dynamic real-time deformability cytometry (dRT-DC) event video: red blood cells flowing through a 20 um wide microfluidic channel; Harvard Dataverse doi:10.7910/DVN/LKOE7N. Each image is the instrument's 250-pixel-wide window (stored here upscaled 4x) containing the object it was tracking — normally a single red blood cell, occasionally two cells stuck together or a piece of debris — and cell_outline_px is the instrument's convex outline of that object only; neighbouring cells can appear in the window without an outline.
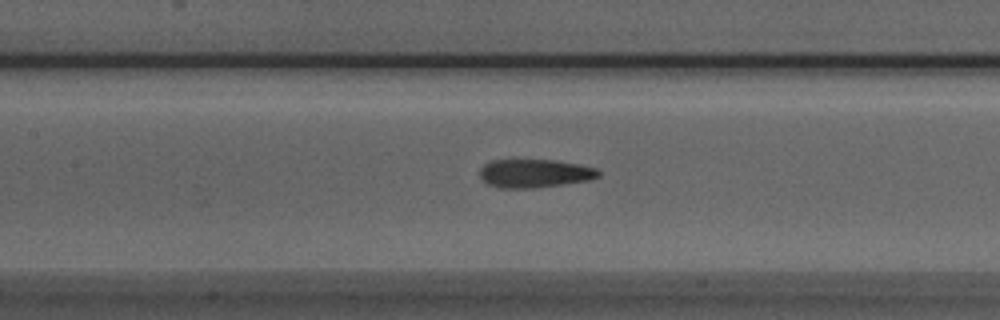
{"species": "Egyptian fruit bat (a non-hibernating species)", "species_latin": "Rousettus aegyptiacus", "temperature_condition": "room temperature", "stored_images_in_passage": 32, "camera_frame_rate_fps": 3000, "um_per_image_px": 0.085, "animal": {"sex": "male"}, "frame": {"image": 1, "passage_image": 8, "time_ms": 2.333, "image_size_px": [1000, 320], "cell_outline_px": [[600, 176], [588, 180], [532, 188], [500, 188], [488, 184], [480, 176], [480, 168], [484, 164], [492, 160], [556, 160], [596, 168], [600, 172]], "centroid_in_image_um": [45.42, 14.73], "position_along_channel_um": 162.0, "area_um2": 19.42}}
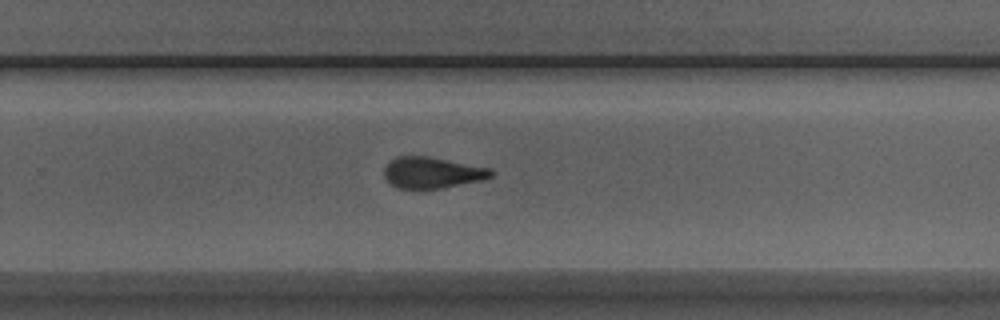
{"frame": {"image": 2, "passage_image": 18, "time_ms": 5.667, "image_size_px": [1000, 320], "cell_outline_px": [[496, 172], [492, 176], [484, 180], [440, 188], [396, 188], [384, 176], [384, 168], [388, 160], [396, 156], [428, 156], [492, 168]], "centroid_in_image_um": [36.75, 14.66], "position_along_channel_um": 293.0, "area_um2": 19.59}}
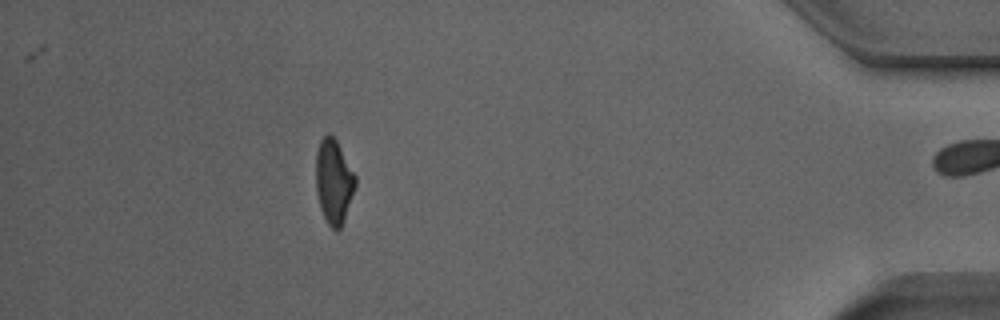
{"frame": {"image": 3, "passage_image": 31, "time_ms": 10.0, "image_size_px": [1000, 320], "cell_outline_px": [[356, 184], [344, 220], [340, 228], [336, 232], [328, 224], [320, 208], [316, 188], [316, 152], [320, 140], [328, 132], [336, 140], [356, 176]], "centroid_in_image_um": [28.36, 15.42], "position_along_channel_um": 406.8, "area_um2": 19.25}, "authors_computed_cell_mechanics": {"area_um2": 20.2011, "velocity_mm_per_s": 3.9494, "shape_relaxation_time_tau1_ms": null, "shape_relaxation_time_tau2_ms": 1.5457, "deformation_change_tau1": null, "deformation_change_tau2": 0.0874}}